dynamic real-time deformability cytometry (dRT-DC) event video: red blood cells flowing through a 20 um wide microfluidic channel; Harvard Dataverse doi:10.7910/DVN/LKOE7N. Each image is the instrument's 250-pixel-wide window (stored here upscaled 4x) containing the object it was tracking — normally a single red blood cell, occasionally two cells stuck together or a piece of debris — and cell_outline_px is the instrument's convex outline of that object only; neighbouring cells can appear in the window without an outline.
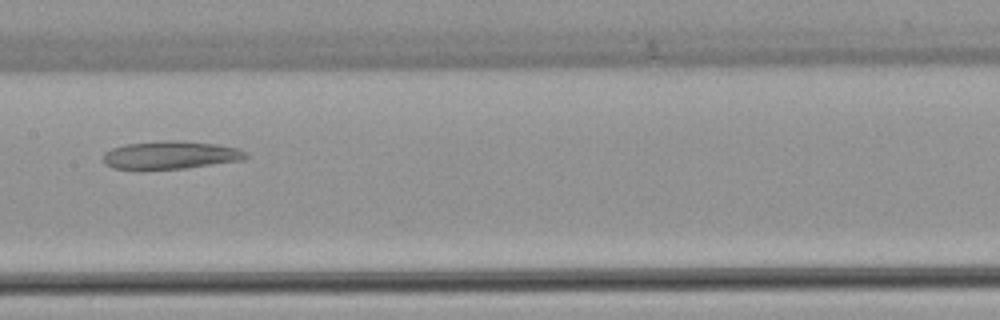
{"species": "common noctule bat (a hibernating species)", "species_latin": "Nyctalus noctula", "temperature_condition": "warm", "stored_images_in_passage": 29, "camera_frame_rate_fps": 3000, "um_per_image_px": 0.085, "animal": {"sex": "female", "body_mass_g": 22.7, "forearm_length_mm": 54.2}, "frame": {"image": 1, "passage_image": 9, "time_ms": 2.667, "image_size_px": [1000, 320], "cell_outline_px": [[248, 156], [244, 160], [188, 168], [140, 172], [136, 172], [112, 168], [104, 164], [104, 152], [112, 148], [124, 144], [164, 140], [176, 140], [216, 144], [236, 148], [248, 152]], "centroid_in_image_um": [14.43, 13.22], "position_along_channel_um": 193.0, "area_um2": 24.28}}